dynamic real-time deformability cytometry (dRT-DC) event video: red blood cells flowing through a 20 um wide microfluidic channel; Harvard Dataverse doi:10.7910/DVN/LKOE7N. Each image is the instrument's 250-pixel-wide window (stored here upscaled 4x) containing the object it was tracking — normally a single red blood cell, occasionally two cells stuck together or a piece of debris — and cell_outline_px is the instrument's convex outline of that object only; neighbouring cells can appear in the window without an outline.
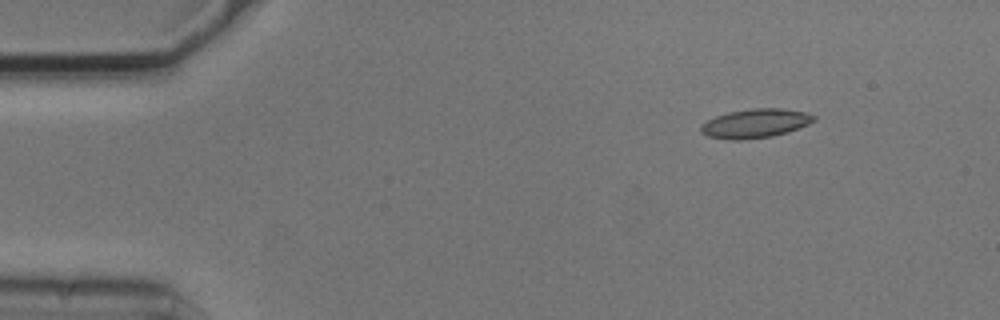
{"species": "common noctule bat (a hibernating species)", "species_latin": "Nyctalus noctula", "temperature_condition": "cold", "stored_images_in_passage": 5, "camera_frame_rate_fps": 3000, "um_per_image_px": 0.085, "animal": {"sex": "male", "body_mass_g": 20.5, "forearm_length_mm": 52.5}, "frame": {"image": 1, "passage_image": 2, "time_ms": 0.333, "image_size_px": [1000, 320], "cell_outline_px": [[816, 120], [808, 124], [788, 132], [772, 136], [744, 140], [732, 140], [708, 136], [700, 132], [700, 124], [716, 116], [728, 112], [752, 108], [780, 108], [808, 112], [816, 116]], "centroid_in_image_um": [64.21, 10.48], "position_along_channel_um": 20.8, "area_um2": 19.25}}